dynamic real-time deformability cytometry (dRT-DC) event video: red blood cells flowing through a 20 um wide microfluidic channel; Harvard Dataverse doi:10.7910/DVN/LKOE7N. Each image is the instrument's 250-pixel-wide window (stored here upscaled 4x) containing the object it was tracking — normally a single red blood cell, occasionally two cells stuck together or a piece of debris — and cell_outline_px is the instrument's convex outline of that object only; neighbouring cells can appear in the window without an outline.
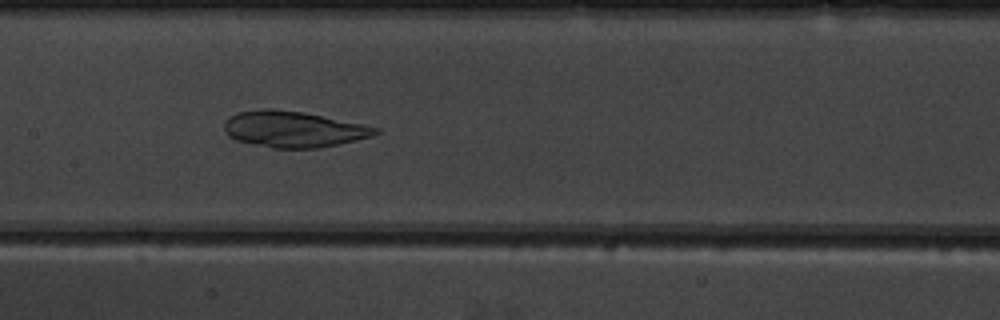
{"species": "common noctule bat (a hibernating species)", "species_latin": "Nyctalus noctula", "temperature_condition": "warm", "stored_images_in_passage": 45, "camera_frame_rate_fps": 3000, "um_per_image_px": 0.085, "animal": {"sex": "male", "body_mass_g": 19.5, "forearm_length_mm": 54.6}, "frame": {"image": 1, "passage_image": 24, "time_ms": 7.667, "image_size_px": [1000, 320], "cell_outline_px": [[380, 132], [372, 136], [356, 140], [320, 148], [272, 148], [252, 144], [236, 140], [228, 136], [224, 132], [224, 120], [228, 116], [236, 112], [264, 108], [272, 108], [304, 112], [364, 124], [380, 128]], "centroid_in_image_um": [24.91, 10.97], "position_along_channel_um": 182.5, "area_um2": 32.19}}
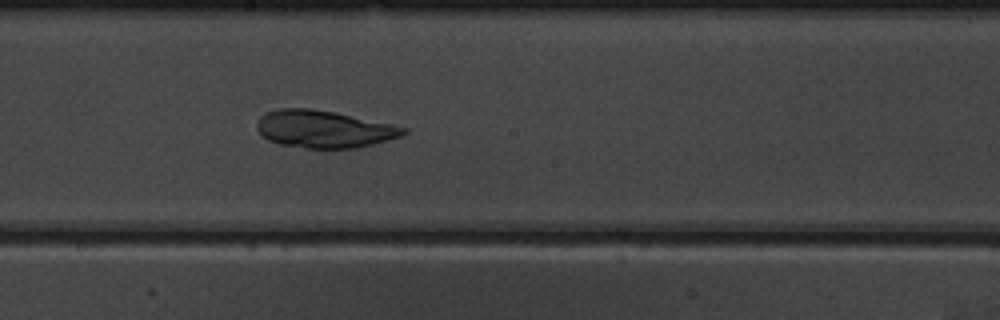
{"frame": {"image": 2, "passage_image": 27, "time_ms": 8.667, "image_size_px": [1000, 320], "cell_outline_px": [[408, 132], [404, 136], [360, 148], [304, 148], [280, 144], [268, 140], [256, 128], [256, 124], [260, 116], [264, 112], [276, 108], [312, 108], [392, 124], [408, 128]], "centroid_in_image_um": [27.55, 10.97], "position_along_channel_um": 220.7, "area_um2": 32.14}}
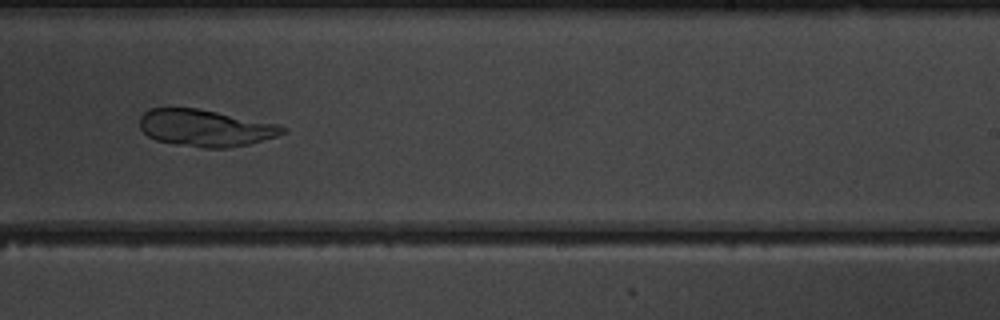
{"frame": {"image": 3, "passage_image": 31, "time_ms": 10.0, "image_size_px": [1000, 320], "cell_outline_px": [[288, 132], [276, 136], [248, 144], [228, 148], [204, 148], [176, 144], [156, 140], [148, 136], [140, 128], [140, 116], [148, 108], [196, 108], [276, 124], [288, 128]], "centroid_in_image_um": [17.44, 10.88], "position_along_channel_um": 271.6, "area_um2": 30.46}}